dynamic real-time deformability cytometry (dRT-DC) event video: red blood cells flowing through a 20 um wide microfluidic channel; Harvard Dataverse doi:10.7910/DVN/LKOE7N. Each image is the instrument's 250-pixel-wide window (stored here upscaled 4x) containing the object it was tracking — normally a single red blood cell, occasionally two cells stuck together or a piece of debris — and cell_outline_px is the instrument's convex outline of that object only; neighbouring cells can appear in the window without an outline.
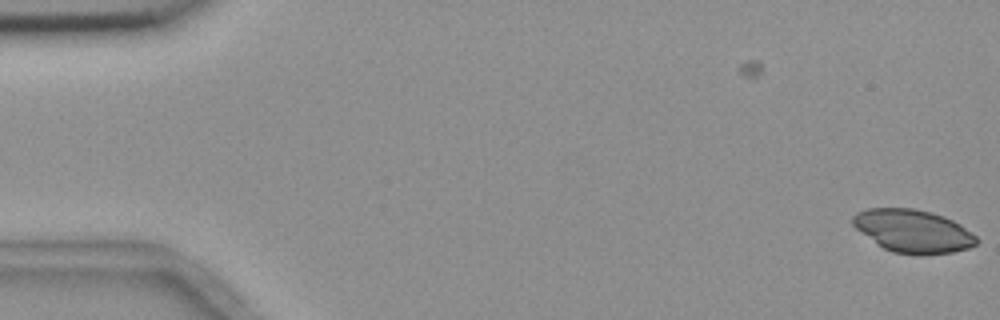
{"species": "common noctule bat (a hibernating species)", "species_latin": "Nyctalus noctula", "temperature_condition": "room temperature", "stored_images_in_passage": 2, "camera_frame_rate_fps": 3000, "um_per_image_px": 0.085, "animal": {"sex": "female", "body_mass_g": 18.4}, "frame": {"image": 1, "passage_image": 2, "time_ms": 1.0, "image_size_px": [1000, 320], "cell_outline_px": [[980, 240], [976, 244], [968, 248], [952, 252], [924, 256], [916, 256], [892, 252], [876, 244], [856, 228], [852, 224], [852, 216], [856, 212], [868, 208], [912, 208], [932, 212], [944, 216], [960, 224], [976, 236]], "centroid_in_image_um": [77.6, 19.65], "position_along_channel_um": 7.4, "area_um2": 31.33}}